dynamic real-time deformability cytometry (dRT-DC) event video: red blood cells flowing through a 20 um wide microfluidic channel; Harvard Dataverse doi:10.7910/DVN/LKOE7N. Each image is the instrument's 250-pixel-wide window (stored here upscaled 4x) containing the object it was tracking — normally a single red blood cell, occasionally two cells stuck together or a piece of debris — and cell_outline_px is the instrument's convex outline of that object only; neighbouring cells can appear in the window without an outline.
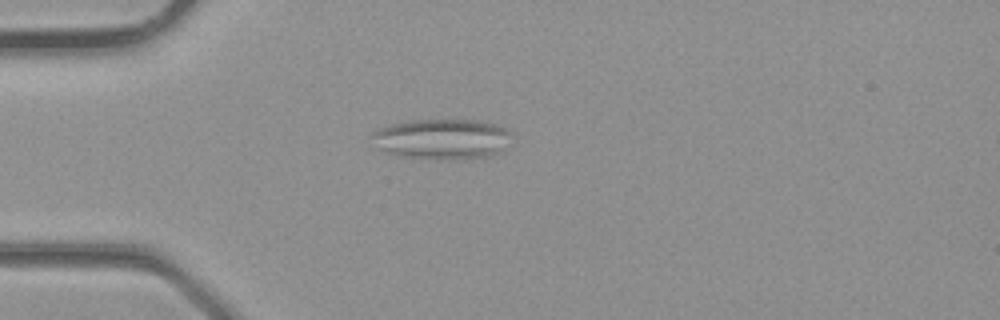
{"species": "common noctule bat (a hibernating species)", "species_latin": "Nyctalus noctula", "temperature_condition": "room temperature", "stored_images_in_passage": 2, "camera_frame_rate_fps": 3000, "um_per_image_px": 0.085, "animal": {"sex": "male", "body_mass_g": 23.1, "forearm_length_mm": 52.7}, "frame": {"image": 1, "passage_image": 2, "time_ms": 0.333, "image_size_px": [1000, 320], "cell_outline_px": [[516, 136], [500, 152], [488, 156], [448, 160], [436, 160], [396, 156], [376, 148], [368, 136], [372, 132], [380, 128], [392, 124], [412, 120], [480, 120], [516, 132]], "centroid_in_image_um": [37.57, 11.83], "position_along_channel_um": 47.4, "area_um2": 33.7}}